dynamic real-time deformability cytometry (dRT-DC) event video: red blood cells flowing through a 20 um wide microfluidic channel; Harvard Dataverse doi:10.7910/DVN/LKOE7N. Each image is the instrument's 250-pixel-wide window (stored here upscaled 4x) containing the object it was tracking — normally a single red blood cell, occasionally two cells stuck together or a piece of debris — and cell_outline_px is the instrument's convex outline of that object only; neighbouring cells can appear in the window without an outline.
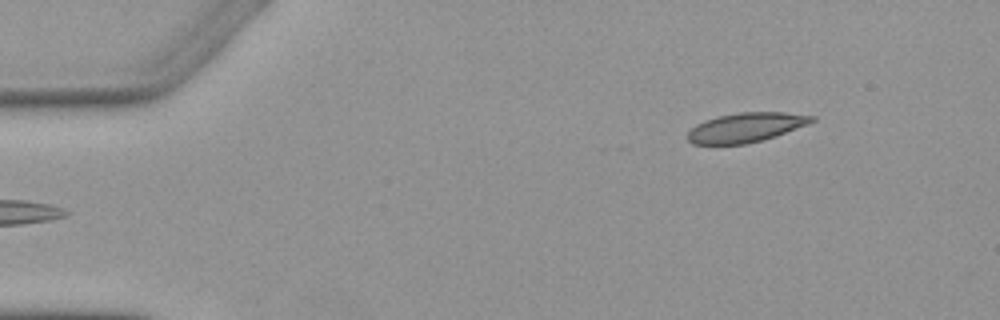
{"species": "Egyptian fruit bat (a non-hibernating species)", "species_latin": "Rousettus aegyptiacus", "temperature_condition": "warm", "stored_images_in_passage": 3, "camera_frame_rate_fps": 3000, "um_per_image_px": 0.085, "animal": {"sex": "female"}, "frame": {"image": 1, "passage_image": 3, "time_ms": 2.333, "image_size_px": [1000, 320], "cell_outline_px": [[816, 120], [808, 124], [776, 136], [764, 140], [744, 144], [692, 144], [688, 140], [688, 132], [696, 124], [704, 120], [716, 116], [740, 112], [784, 112], [816, 116]], "centroid_in_image_um": [63.41, 10.83], "position_along_channel_um": 21.6, "area_um2": 21.39}}